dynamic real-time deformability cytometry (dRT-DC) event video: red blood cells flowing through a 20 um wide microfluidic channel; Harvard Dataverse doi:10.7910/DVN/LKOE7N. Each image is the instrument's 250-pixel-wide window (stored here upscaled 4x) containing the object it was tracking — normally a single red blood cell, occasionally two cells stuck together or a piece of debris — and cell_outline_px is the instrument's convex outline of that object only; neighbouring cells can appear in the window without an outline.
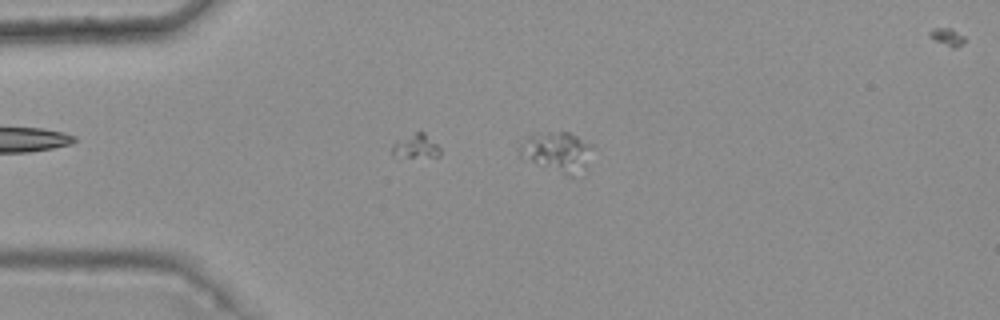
{"species": "common noctule bat (a hibernating species)", "species_latin": "Nyctalus noctula", "temperature_condition": "warm", "stored_images_in_passage": 4, "camera_frame_rate_fps": 3000, "um_per_image_px": 0.085, "animal": {"sex": "female", "body_mass_g": 25.1}, "frame": {"image": 1, "passage_image": 3, "time_ms": 0.667, "image_size_px": [1000, 320], "cell_outline_px": [[592, 148], [584, 164], [572, 176], [568, 176], [520, 156], [516, 152], [516, 148], [528, 136], [548, 132], [568, 132], [592, 144]], "centroid_in_image_um": [47.27, 12.86], "position_along_channel_um": 37.7, "area_um2": 16.18}}